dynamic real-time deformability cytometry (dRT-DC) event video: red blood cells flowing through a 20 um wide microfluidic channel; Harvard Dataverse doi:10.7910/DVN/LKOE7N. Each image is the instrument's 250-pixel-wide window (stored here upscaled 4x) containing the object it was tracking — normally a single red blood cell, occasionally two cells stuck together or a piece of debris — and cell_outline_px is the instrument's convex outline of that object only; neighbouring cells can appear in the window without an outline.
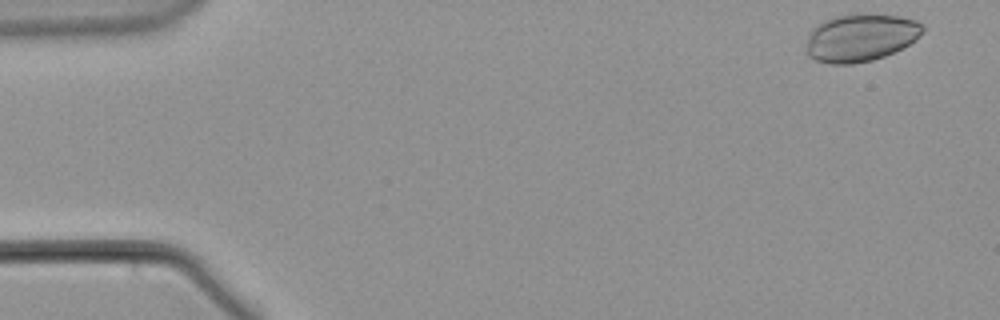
{"species": "common noctule bat (a hibernating species)", "species_latin": "Nyctalus noctula", "temperature_condition": "warm", "stored_images_in_passage": 10, "camera_frame_rate_fps": 3000, "um_per_image_px": 0.085, "animal": {"sex": "male", "body_mass_g": 21.5, "forearm_length_mm": 52.0}, "frame": {"image": 1, "passage_image": 1, "time_ms": 0.0, "image_size_px": [1000, 320], "cell_outline_px": [[924, 32], [916, 40], [884, 56], [872, 60], [852, 64], [828, 64], [816, 60], [808, 56], [808, 36], [824, 20], [832, 16], [900, 16], [916, 20], [924, 24]], "centroid_in_image_um": [73.19, 3.23], "position_along_channel_um": 11.8, "area_um2": 31.5}}